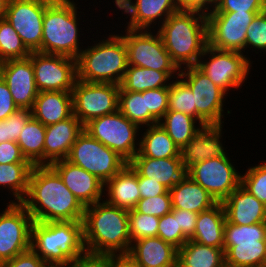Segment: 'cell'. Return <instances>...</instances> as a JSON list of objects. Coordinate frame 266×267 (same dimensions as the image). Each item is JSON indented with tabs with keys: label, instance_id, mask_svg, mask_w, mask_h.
I'll use <instances>...</instances> for the list:
<instances>
[{
	"label": "cell",
	"instance_id": "obj_1",
	"mask_svg": "<svg viewBox=\"0 0 266 267\" xmlns=\"http://www.w3.org/2000/svg\"><path fill=\"white\" fill-rule=\"evenodd\" d=\"M36 222L82 221L85 206L50 165H34L20 202Z\"/></svg>",
	"mask_w": 266,
	"mask_h": 267
},
{
	"label": "cell",
	"instance_id": "obj_2",
	"mask_svg": "<svg viewBox=\"0 0 266 267\" xmlns=\"http://www.w3.org/2000/svg\"><path fill=\"white\" fill-rule=\"evenodd\" d=\"M85 250L99 254H128L131 247L128 211L109 205L105 199L85 207Z\"/></svg>",
	"mask_w": 266,
	"mask_h": 267
},
{
	"label": "cell",
	"instance_id": "obj_3",
	"mask_svg": "<svg viewBox=\"0 0 266 267\" xmlns=\"http://www.w3.org/2000/svg\"><path fill=\"white\" fill-rule=\"evenodd\" d=\"M157 29L165 49L179 69L197 66L208 46L206 14L198 11L178 10Z\"/></svg>",
	"mask_w": 266,
	"mask_h": 267
},
{
	"label": "cell",
	"instance_id": "obj_4",
	"mask_svg": "<svg viewBox=\"0 0 266 267\" xmlns=\"http://www.w3.org/2000/svg\"><path fill=\"white\" fill-rule=\"evenodd\" d=\"M80 52L77 79L83 82L114 83L120 85L127 70V51L120 34H108Z\"/></svg>",
	"mask_w": 266,
	"mask_h": 267
},
{
	"label": "cell",
	"instance_id": "obj_5",
	"mask_svg": "<svg viewBox=\"0 0 266 267\" xmlns=\"http://www.w3.org/2000/svg\"><path fill=\"white\" fill-rule=\"evenodd\" d=\"M73 0H53L45 9L41 49L45 54L64 55L77 59L83 49L79 31L80 17ZM82 48L80 47V45Z\"/></svg>",
	"mask_w": 266,
	"mask_h": 267
},
{
	"label": "cell",
	"instance_id": "obj_6",
	"mask_svg": "<svg viewBox=\"0 0 266 267\" xmlns=\"http://www.w3.org/2000/svg\"><path fill=\"white\" fill-rule=\"evenodd\" d=\"M31 249L44 262L67 263L85 250L82 221H33Z\"/></svg>",
	"mask_w": 266,
	"mask_h": 267
},
{
	"label": "cell",
	"instance_id": "obj_7",
	"mask_svg": "<svg viewBox=\"0 0 266 267\" xmlns=\"http://www.w3.org/2000/svg\"><path fill=\"white\" fill-rule=\"evenodd\" d=\"M84 130L116 152L127 163L139 151L140 140H138V137L141 129L137 124L128 120L119 110L90 120L84 125Z\"/></svg>",
	"mask_w": 266,
	"mask_h": 267
},
{
	"label": "cell",
	"instance_id": "obj_8",
	"mask_svg": "<svg viewBox=\"0 0 266 267\" xmlns=\"http://www.w3.org/2000/svg\"><path fill=\"white\" fill-rule=\"evenodd\" d=\"M205 57H208L207 60ZM252 63L250 57L242 52L220 50L208 45L201 55L197 67L228 94L231 88L239 90L243 82L245 83Z\"/></svg>",
	"mask_w": 266,
	"mask_h": 267
},
{
	"label": "cell",
	"instance_id": "obj_9",
	"mask_svg": "<svg viewBox=\"0 0 266 267\" xmlns=\"http://www.w3.org/2000/svg\"><path fill=\"white\" fill-rule=\"evenodd\" d=\"M66 160L95 175L104 184L128 164L85 130L78 135Z\"/></svg>",
	"mask_w": 266,
	"mask_h": 267
},
{
	"label": "cell",
	"instance_id": "obj_10",
	"mask_svg": "<svg viewBox=\"0 0 266 267\" xmlns=\"http://www.w3.org/2000/svg\"><path fill=\"white\" fill-rule=\"evenodd\" d=\"M123 37L128 66L148 68L160 72H180L165 49L163 40L158 31L156 34L147 29L127 28Z\"/></svg>",
	"mask_w": 266,
	"mask_h": 267
},
{
	"label": "cell",
	"instance_id": "obj_11",
	"mask_svg": "<svg viewBox=\"0 0 266 267\" xmlns=\"http://www.w3.org/2000/svg\"><path fill=\"white\" fill-rule=\"evenodd\" d=\"M179 77L193 92L198 124L223 125L224 104L226 96L222 89L214 84L197 66L180 69Z\"/></svg>",
	"mask_w": 266,
	"mask_h": 267
},
{
	"label": "cell",
	"instance_id": "obj_12",
	"mask_svg": "<svg viewBox=\"0 0 266 267\" xmlns=\"http://www.w3.org/2000/svg\"><path fill=\"white\" fill-rule=\"evenodd\" d=\"M120 85L76 80L72 89L73 114L85 125L118 111Z\"/></svg>",
	"mask_w": 266,
	"mask_h": 267
},
{
	"label": "cell",
	"instance_id": "obj_13",
	"mask_svg": "<svg viewBox=\"0 0 266 267\" xmlns=\"http://www.w3.org/2000/svg\"><path fill=\"white\" fill-rule=\"evenodd\" d=\"M210 158L194 164L187 174L217 201L222 203L241 184V173L235 169L231 158Z\"/></svg>",
	"mask_w": 266,
	"mask_h": 267
},
{
	"label": "cell",
	"instance_id": "obj_14",
	"mask_svg": "<svg viewBox=\"0 0 266 267\" xmlns=\"http://www.w3.org/2000/svg\"><path fill=\"white\" fill-rule=\"evenodd\" d=\"M0 213V263L31 249L32 216L20 202H9Z\"/></svg>",
	"mask_w": 266,
	"mask_h": 267
},
{
	"label": "cell",
	"instance_id": "obj_15",
	"mask_svg": "<svg viewBox=\"0 0 266 267\" xmlns=\"http://www.w3.org/2000/svg\"><path fill=\"white\" fill-rule=\"evenodd\" d=\"M29 58L39 92H72L77 80L76 59L40 52H31Z\"/></svg>",
	"mask_w": 266,
	"mask_h": 267
},
{
	"label": "cell",
	"instance_id": "obj_16",
	"mask_svg": "<svg viewBox=\"0 0 266 267\" xmlns=\"http://www.w3.org/2000/svg\"><path fill=\"white\" fill-rule=\"evenodd\" d=\"M259 13L261 12L208 13V45L220 50L245 52L247 27Z\"/></svg>",
	"mask_w": 266,
	"mask_h": 267
},
{
	"label": "cell",
	"instance_id": "obj_17",
	"mask_svg": "<svg viewBox=\"0 0 266 267\" xmlns=\"http://www.w3.org/2000/svg\"><path fill=\"white\" fill-rule=\"evenodd\" d=\"M53 0H9L5 18L30 52L41 49L43 16Z\"/></svg>",
	"mask_w": 266,
	"mask_h": 267
},
{
	"label": "cell",
	"instance_id": "obj_18",
	"mask_svg": "<svg viewBox=\"0 0 266 267\" xmlns=\"http://www.w3.org/2000/svg\"><path fill=\"white\" fill-rule=\"evenodd\" d=\"M1 78L6 82L19 109H32L39 93L31 59L4 61Z\"/></svg>",
	"mask_w": 266,
	"mask_h": 267
},
{
	"label": "cell",
	"instance_id": "obj_19",
	"mask_svg": "<svg viewBox=\"0 0 266 267\" xmlns=\"http://www.w3.org/2000/svg\"><path fill=\"white\" fill-rule=\"evenodd\" d=\"M117 9L128 14L129 29L154 28L158 22L160 26L173 13L178 11L176 0H114ZM159 20V21H157ZM155 24V25H154ZM151 25H153L151 27Z\"/></svg>",
	"mask_w": 266,
	"mask_h": 267
},
{
	"label": "cell",
	"instance_id": "obj_20",
	"mask_svg": "<svg viewBox=\"0 0 266 267\" xmlns=\"http://www.w3.org/2000/svg\"><path fill=\"white\" fill-rule=\"evenodd\" d=\"M50 166L59 174L63 183L85 207L103 200L104 183L95 175L66 159L57 160Z\"/></svg>",
	"mask_w": 266,
	"mask_h": 267
},
{
	"label": "cell",
	"instance_id": "obj_21",
	"mask_svg": "<svg viewBox=\"0 0 266 267\" xmlns=\"http://www.w3.org/2000/svg\"><path fill=\"white\" fill-rule=\"evenodd\" d=\"M223 125H205L180 150L183 168L190 167L204 160L225 156L227 150L221 140Z\"/></svg>",
	"mask_w": 266,
	"mask_h": 267
},
{
	"label": "cell",
	"instance_id": "obj_22",
	"mask_svg": "<svg viewBox=\"0 0 266 267\" xmlns=\"http://www.w3.org/2000/svg\"><path fill=\"white\" fill-rule=\"evenodd\" d=\"M84 125L72 114L56 124L46 126L44 141V165L66 159Z\"/></svg>",
	"mask_w": 266,
	"mask_h": 267
},
{
	"label": "cell",
	"instance_id": "obj_23",
	"mask_svg": "<svg viewBox=\"0 0 266 267\" xmlns=\"http://www.w3.org/2000/svg\"><path fill=\"white\" fill-rule=\"evenodd\" d=\"M226 220L237 225L266 222V205L241 184L222 202Z\"/></svg>",
	"mask_w": 266,
	"mask_h": 267
},
{
	"label": "cell",
	"instance_id": "obj_24",
	"mask_svg": "<svg viewBox=\"0 0 266 267\" xmlns=\"http://www.w3.org/2000/svg\"><path fill=\"white\" fill-rule=\"evenodd\" d=\"M131 167L142 177L151 178L170 190L186 174L182 158H149L134 156L129 162Z\"/></svg>",
	"mask_w": 266,
	"mask_h": 267
},
{
	"label": "cell",
	"instance_id": "obj_25",
	"mask_svg": "<svg viewBox=\"0 0 266 267\" xmlns=\"http://www.w3.org/2000/svg\"><path fill=\"white\" fill-rule=\"evenodd\" d=\"M107 193H106V192ZM104 197L109 205L130 211L141 199L138 173L128 163L104 184Z\"/></svg>",
	"mask_w": 266,
	"mask_h": 267
},
{
	"label": "cell",
	"instance_id": "obj_26",
	"mask_svg": "<svg viewBox=\"0 0 266 267\" xmlns=\"http://www.w3.org/2000/svg\"><path fill=\"white\" fill-rule=\"evenodd\" d=\"M178 249L158 236L132 242L129 255L141 267H176Z\"/></svg>",
	"mask_w": 266,
	"mask_h": 267
},
{
	"label": "cell",
	"instance_id": "obj_27",
	"mask_svg": "<svg viewBox=\"0 0 266 267\" xmlns=\"http://www.w3.org/2000/svg\"><path fill=\"white\" fill-rule=\"evenodd\" d=\"M32 117L45 126L56 124L73 114L72 93L39 92L31 109Z\"/></svg>",
	"mask_w": 266,
	"mask_h": 267
},
{
	"label": "cell",
	"instance_id": "obj_28",
	"mask_svg": "<svg viewBox=\"0 0 266 267\" xmlns=\"http://www.w3.org/2000/svg\"><path fill=\"white\" fill-rule=\"evenodd\" d=\"M172 209L189 210L199 214L217 204L202 186L186 174L170 190Z\"/></svg>",
	"mask_w": 266,
	"mask_h": 267
},
{
	"label": "cell",
	"instance_id": "obj_29",
	"mask_svg": "<svg viewBox=\"0 0 266 267\" xmlns=\"http://www.w3.org/2000/svg\"><path fill=\"white\" fill-rule=\"evenodd\" d=\"M226 222L222 203L198 214L195 232L190 240L201 245L223 249L224 226Z\"/></svg>",
	"mask_w": 266,
	"mask_h": 267
},
{
	"label": "cell",
	"instance_id": "obj_30",
	"mask_svg": "<svg viewBox=\"0 0 266 267\" xmlns=\"http://www.w3.org/2000/svg\"><path fill=\"white\" fill-rule=\"evenodd\" d=\"M180 72H160L153 69L128 66L120 83V91L143 92L150 89L169 87L171 79ZM177 75V76H176Z\"/></svg>",
	"mask_w": 266,
	"mask_h": 267
},
{
	"label": "cell",
	"instance_id": "obj_31",
	"mask_svg": "<svg viewBox=\"0 0 266 267\" xmlns=\"http://www.w3.org/2000/svg\"><path fill=\"white\" fill-rule=\"evenodd\" d=\"M139 137V151L135 156L149 158H181L180 149L169 137L167 132L159 125L147 126Z\"/></svg>",
	"mask_w": 266,
	"mask_h": 267
},
{
	"label": "cell",
	"instance_id": "obj_32",
	"mask_svg": "<svg viewBox=\"0 0 266 267\" xmlns=\"http://www.w3.org/2000/svg\"><path fill=\"white\" fill-rule=\"evenodd\" d=\"M225 255L221 248L201 245L188 239L177 251L176 267H224Z\"/></svg>",
	"mask_w": 266,
	"mask_h": 267
},
{
	"label": "cell",
	"instance_id": "obj_33",
	"mask_svg": "<svg viewBox=\"0 0 266 267\" xmlns=\"http://www.w3.org/2000/svg\"><path fill=\"white\" fill-rule=\"evenodd\" d=\"M45 133L46 126L31 117L17 140L22 155L33 165H44Z\"/></svg>",
	"mask_w": 266,
	"mask_h": 267
},
{
	"label": "cell",
	"instance_id": "obj_34",
	"mask_svg": "<svg viewBox=\"0 0 266 267\" xmlns=\"http://www.w3.org/2000/svg\"><path fill=\"white\" fill-rule=\"evenodd\" d=\"M197 120L182 112L167 111L159 125L167 132L181 150L192 137L203 127Z\"/></svg>",
	"mask_w": 266,
	"mask_h": 267
},
{
	"label": "cell",
	"instance_id": "obj_35",
	"mask_svg": "<svg viewBox=\"0 0 266 267\" xmlns=\"http://www.w3.org/2000/svg\"><path fill=\"white\" fill-rule=\"evenodd\" d=\"M224 255L227 267H266V241L233 244Z\"/></svg>",
	"mask_w": 266,
	"mask_h": 267
},
{
	"label": "cell",
	"instance_id": "obj_36",
	"mask_svg": "<svg viewBox=\"0 0 266 267\" xmlns=\"http://www.w3.org/2000/svg\"><path fill=\"white\" fill-rule=\"evenodd\" d=\"M33 167L32 163L0 164V186L8 188L15 197L9 202H21L24 199Z\"/></svg>",
	"mask_w": 266,
	"mask_h": 267
},
{
	"label": "cell",
	"instance_id": "obj_37",
	"mask_svg": "<svg viewBox=\"0 0 266 267\" xmlns=\"http://www.w3.org/2000/svg\"><path fill=\"white\" fill-rule=\"evenodd\" d=\"M118 110L140 128L159 124L149 111H146V96H142V92L119 91Z\"/></svg>",
	"mask_w": 266,
	"mask_h": 267
},
{
	"label": "cell",
	"instance_id": "obj_38",
	"mask_svg": "<svg viewBox=\"0 0 266 267\" xmlns=\"http://www.w3.org/2000/svg\"><path fill=\"white\" fill-rule=\"evenodd\" d=\"M224 246L225 251L233 244L258 243L266 241V222L251 225L232 224L226 220L224 226Z\"/></svg>",
	"mask_w": 266,
	"mask_h": 267
},
{
	"label": "cell",
	"instance_id": "obj_39",
	"mask_svg": "<svg viewBox=\"0 0 266 267\" xmlns=\"http://www.w3.org/2000/svg\"><path fill=\"white\" fill-rule=\"evenodd\" d=\"M30 51L6 18L0 19V56L4 61L25 59Z\"/></svg>",
	"mask_w": 266,
	"mask_h": 267
},
{
	"label": "cell",
	"instance_id": "obj_40",
	"mask_svg": "<svg viewBox=\"0 0 266 267\" xmlns=\"http://www.w3.org/2000/svg\"><path fill=\"white\" fill-rule=\"evenodd\" d=\"M193 96L189 86L180 77L172 79L169 85L168 111L182 112L196 119Z\"/></svg>",
	"mask_w": 266,
	"mask_h": 267
},
{
	"label": "cell",
	"instance_id": "obj_41",
	"mask_svg": "<svg viewBox=\"0 0 266 267\" xmlns=\"http://www.w3.org/2000/svg\"><path fill=\"white\" fill-rule=\"evenodd\" d=\"M128 216L131 244L137 239L157 236L159 217L139 213L135 209L128 211Z\"/></svg>",
	"mask_w": 266,
	"mask_h": 267
},
{
	"label": "cell",
	"instance_id": "obj_42",
	"mask_svg": "<svg viewBox=\"0 0 266 267\" xmlns=\"http://www.w3.org/2000/svg\"><path fill=\"white\" fill-rule=\"evenodd\" d=\"M241 185L266 205V161L248 167L241 175Z\"/></svg>",
	"mask_w": 266,
	"mask_h": 267
},
{
	"label": "cell",
	"instance_id": "obj_43",
	"mask_svg": "<svg viewBox=\"0 0 266 267\" xmlns=\"http://www.w3.org/2000/svg\"><path fill=\"white\" fill-rule=\"evenodd\" d=\"M157 236L177 249L188 240L178 227L177 215L173 211L159 218Z\"/></svg>",
	"mask_w": 266,
	"mask_h": 267
},
{
	"label": "cell",
	"instance_id": "obj_44",
	"mask_svg": "<svg viewBox=\"0 0 266 267\" xmlns=\"http://www.w3.org/2000/svg\"><path fill=\"white\" fill-rule=\"evenodd\" d=\"M266 51V11L257 14L248 25L246 32L245 50Z\"/></svg>",
	"mask_w": 266,
	"mask_h": 267
},
{
	"label": "cell",
	"instance_id": "obj_45",
	"mask_svg": "<svg viewBox=\"0 0 266 267\" xmlns=\"http://www.w3.org/2000/svg\"><path fill=\"white\" fill-rule=\"evenodd\" d=\"M142 96H146V111L159 122L168 111L169 87L146 90Z\"/></svg>",
	"mask_w": 266,
	"mask_h": 267
},
{
	"label": "cell",
	"instance_id": "obj_46",
	"mask_svg": "<svg viewBox=\"0 0 266 267\" xmlns=\"http://www.w3.org/2000/svg\"><path fill=\"white\" fill-rule=\"evenodd\" d=\"M139 213L162 217L172 211L171 195L160 194L155 197L140 199L134 208Z\"/></svg>",
	"mask_w": 266,
	"mask_h": 267
},
{
	"label": "cell",
	"instance_id": "obj_47",
	"mask_svg": "<svg viewBox=\"0 0 266 267\" xmlns=\"http://www.w3.org/2000/svg\"><path fill=\"white\" fill-rule=\"evenodd\" d=\"M32 117L30 109H19L3 120L4 142H17L22 129L25 127L29 119Z\"/></svg>",
	"mask_w": 266,
	"mask_h": 267
},
{
	"label": "cell",
	"instance_id": "obj_48",
	"mask_svg": "<svg viewBox=\"0 0 266 267\" xmlns=\"http://www.w3.org/2000/svg\"><path fill=\"white\" fill-rule=\"evenodd\" d=\"M264 12L266 0H218L211 12Z\"/></svg>",
	"mask_w": 266,
	"mask_h": 267
},
{
	"label": "cell",
	"instance_id": "obj_49",
	"mask_svg": "<svg viewBox=\"0 0 266 267\" xmlns=\"http://www.w3.org/2000/svg\"><path fill=\"white\" fill-rule=\"evenodd\" d=\"M67 267H112V255L85 251L67 262Z\"/></svg>",
	"mask_w": 266,
	"mask_h": 267
},
{
	"label": "cell",
	"instance_id": "obj_50",
	"mask_svg": "<svg viewBox=\"0 0 266 267\" xmlns=\"http://www.w3.org/2000/svg\"><path fill=\"white\" fill-rule=\"evenodd\" d=\"M31 163L21 153L17 142L5 141L0 143V164Z\"/></svg>",
	"mask_w": 266,
	"mask_h": 267
},
{
	"label": "cell",
	"instance_id": "obj_51",
	"mask_svg": "<svg viewBox=\"0 0 266 267\" xmlns=\"http://www.w3.org/2000/svg\"><path fill=\"white\" fill-rule=\"evenodd\" d=\"M44 260L32 249L0 263V267H42Z\"/></svg>",
	"mask_w": 266,
	"mask_h": 267
},
{
	"label": "cell",
	"instance_id": "obj_52",
	"mask_svg": "<svg viewBox=\"0 0 266 267\" xmlns=\"http://www.w3.org/2000/svg\"><path fill=\"white\" fill-rule=\"evenodd\" d=\"M19 108L12 98L6 82L0 77V121L5 120Z\"/></svg>",
	"mask_w": 266,
	"mask_h": 267
},
{
	"label": "cell",
	"instance_id": "obj_53",
	"mask_svg": "<svg viewBox=\"0 0 266 267\" xmlns=\"http://www.w3.org/2000/svg\"><path fill=\"white\" fill-rule=\"evenodd\" d=\"M177 215L178 227H181L183 234L190 239L195 232V225L198 214L189 210L172 209Z\"/></svg>",
	"mask_w": 266,
	"mask_h": 267
},
{
	"label": "cell",
	"instance_id": "obj_54",
	"mask_svg": "<svg viewBox=\"0 0 266 267\" xmlns=\"http://www.w3.org/2000/svg\"><path fill=\"white\" fill-rule=\"evenodd\" d=\"M138 187L141 199L166 194L169 190L161 183L138 174Z\"/></svg>",
	"mask_w": 266,
	"mask_h": 267
},
{
	"label": "cell",
	"instance_id": "obj_55",
	"mask_svg": "<svg viewBox=\"0 0 266 267\" xmlns=\"http://www.w3.org/2000/svg\"><path fill=\"white\" fill-rule=\"evenodd\" d=\"M176 3L178 10L198 11L206 15L215 8L212 0H176Z\"/></svg>",
	"mask_w": 266,
	"mask_h": 267
},
{
	"label": "cell",
	"instance_id": "obj_56",
	"mask_svg": "<svg viewBox=\"0 0 266 267\" xmlns=\"http://www.w3.org/2000/svg\"><path fill=\"white\" fill-rule=\"evenodd\" d=\"M112 267H141L129 254H112Z\"/></svg>",
	"mask_w": 266,
	"mask_h": 267
},
{
	"label": "cell",
	"instance_id": "obj_57",
	"mask_svg": "<svg viewBox=\"0 0 266 267\" xmlns=\"http://www.w3.org/2000/svg\"><path fill=\"white\" fill-rule=\"evenodd\" d=\"M9 0H0V19L5 18Z\"/></svg>",
	"mask_w": 266,
	"mask_h": 267
},
{
	"label": "cell",
	"instance_id": "obj_58",
	"mask_svg": "<svg viewBox=\"0 0 266 267\" xmlns=\"http://www.w3.org/2000/svg\"><path fill=\"white\" fill-rule=\"evenodd\" d=\"M42 267H67V263L45 262Z\"/></svg>",
	"mask_w": 266,
	"mask_h": 267
},
{
	"label": "cell",
	"instance_id": "obj_59",
	"mask_svg": "<svg viewBox=\"0 0 266 267\" xmlns=\"http://www.w3.org/2000/svg\"><path fill=\"white\" fill-rule=\"evenodd\" d=\"M4 142L3 121H0V143Z\"/></svg>",
	"mask_w": 266,
	"mask_h": 267
},
{
	"label": "cell",
	"instance_id": "obj_60",
	"mask_svg": "<svg viewBox=\"0 0 266 267\" xmlns=\"http://www.w3.org/2000/svg\"><path fill=\"white\" fill-rule=\"evenodd\" d=\"M3 64H4V60L0 56V77H1V74H2Z\"/></svg>",
	"mask_w": 266,
	"mask_h": 267
}]
</instances>
